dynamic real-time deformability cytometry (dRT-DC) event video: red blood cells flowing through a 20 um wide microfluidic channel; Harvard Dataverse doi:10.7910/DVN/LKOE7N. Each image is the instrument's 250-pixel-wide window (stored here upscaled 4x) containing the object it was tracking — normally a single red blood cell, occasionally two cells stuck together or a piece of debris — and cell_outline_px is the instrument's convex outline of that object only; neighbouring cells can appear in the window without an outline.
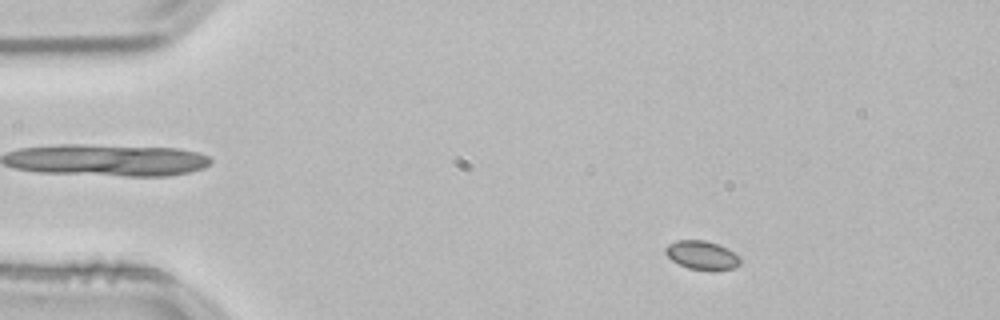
{"species": "common noctule bat (a hibernating species)", "species_latin": "Nyctalus noctula", "temperature_condition": "room temperature", "stored_images_in_passage": 48, "camera_frame_rate_fps": 3000, "um_per_image_px": 0.085, "animal": {"sex": "male", "body_mass_g": 21.5, "forearm_length_mm": 52.0}, "frame": {"image": 1, "passage_image": 2, "time_ms": 0.333, "image_size_px": [1000, 320], "cell_outline_px": [[740, 264], [736, 268], [712, 272], [688, 268], [672, 260], [664, 252], [664, 248], [668, 244], [676, 240], [704, 240], [728, 248], [740, 260]], "centroid_in_image_um": [59.65, 21.71], "position_along_channel_um": 25.3, "area_um2": 12.66}}
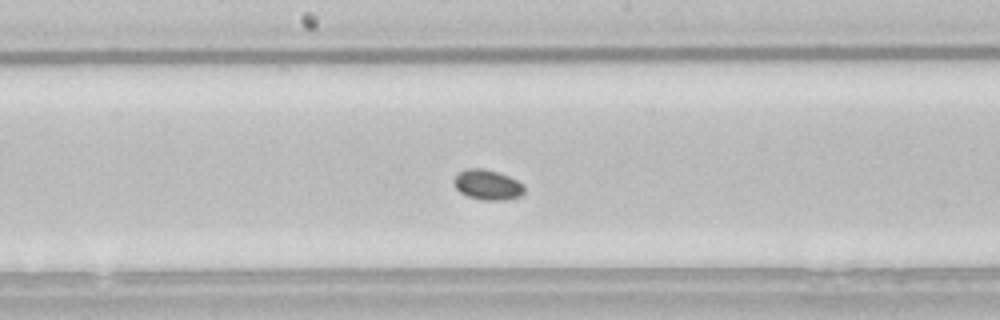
{"frame": {"image": 2, "passage_image": 22, "time_ms": 7.0, "image_size_px": [1000, 320], "cell_outline_px": [[524, 192], [520, 196], [504, 200], [484, 200], [468, 196], [460, 192], [452, 184], [452, 180], [460, 172], [468, 168], [484, 168], [508, 176], [524, 184]], "centroid_in_image_um": [41.42, 15.71], "position_along_channel_um": 206.8, "area_um2": 12.31}}
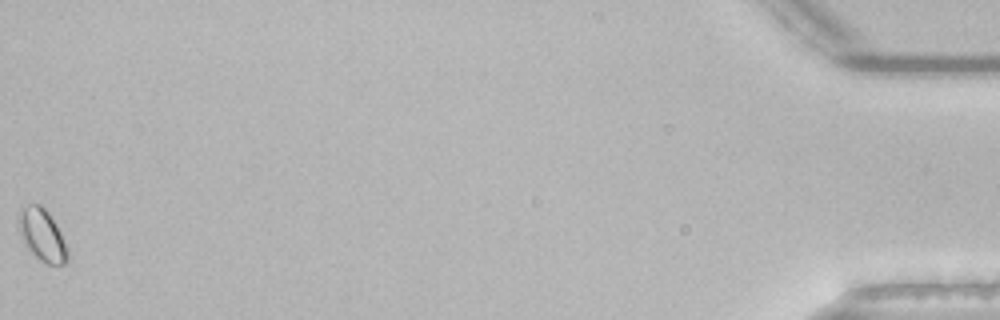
{"frame": {"image": 3, "passage_image": 48, "time_ms": 15.667, "image_size_px": [1000, 320], "cell_outline_px": [[68, 260], [64, 264], [44, 264], [24, 244], [20, 236], [16, 224], [16, 220], [24, 208], [28, 204], [40, 204], [48, 212], [56, 224], [68, 248]], "centroid_in_image_um": [3.57, 19.99], "position_along_channel_um": 431.6, "area_um2": 14.91}, "authors_computed_cell_mechanics": {"area_um2": 12.1669, "velocity_mm_per_s": 3.7718, "shape_relaxation_time_tau1_ms": 0.2417, "shape_relaxation_time_tau2_ms": null, "deformation_change_tau1": 0.0399, "deformation_change_tau2": null}}